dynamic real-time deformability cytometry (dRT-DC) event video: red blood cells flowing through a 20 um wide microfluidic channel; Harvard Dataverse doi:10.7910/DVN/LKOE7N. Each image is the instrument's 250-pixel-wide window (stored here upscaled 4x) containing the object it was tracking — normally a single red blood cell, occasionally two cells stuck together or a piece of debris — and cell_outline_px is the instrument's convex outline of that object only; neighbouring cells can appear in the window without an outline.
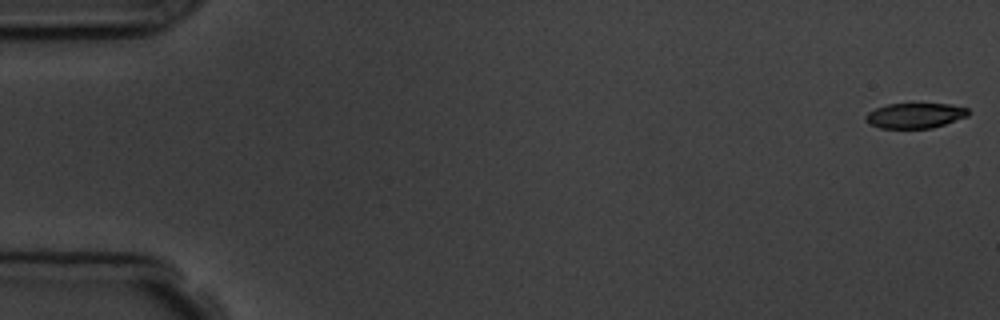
{"species": "common noctule bat (a hibernating species)", "species_latin": "Nyctalus noctula", "temperature_condition": "room temperature", "stored_images_in_passage": 6, "camera_frame_rate_fps": 3000, "um_per_image_px": 0.085, "animal": {"sex": "male", "body_mass_g": 19.5, "forearm_length_mm": 54.6}, "frame": {"image": 1, "passage_image": 1, "time_ms": 0.0, "image_size_px": [1000, 320], "cell_outline_px": [[968, 116], [932, 128], [880, 128], [868, 124], [864, 120], [864, 116], [868, 112], [876, 108], [888, 104], [912, 100], [948, 104], [968, 108]], "centroid_in_image_um": [77.74, 9.77], "position_along_channel_um": 7.3, "area_um2": 15.9}}
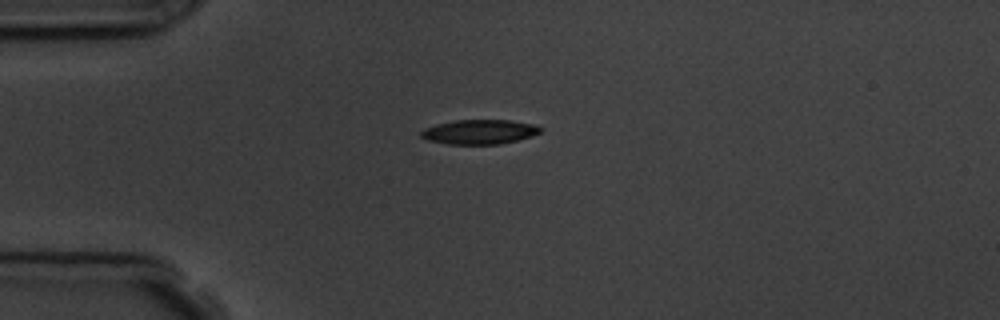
{"frame": {"image": 2, "passage_image": 4, "time_ms": 4.333, "image_size_px": [1000, 320], "cell_outline_px": [[544, 128], [540, 132], [532, 136], [500, 144], [448, 144], [428, 140], [420, 136], [420, 132], [424, 128], [436, 124], [456, 120], [512, 120], [536, 124]], "centroid_in_image_um": [40.78, 11.2], "position_along_channel_um": 44.2, "area_um2": 17.17}}